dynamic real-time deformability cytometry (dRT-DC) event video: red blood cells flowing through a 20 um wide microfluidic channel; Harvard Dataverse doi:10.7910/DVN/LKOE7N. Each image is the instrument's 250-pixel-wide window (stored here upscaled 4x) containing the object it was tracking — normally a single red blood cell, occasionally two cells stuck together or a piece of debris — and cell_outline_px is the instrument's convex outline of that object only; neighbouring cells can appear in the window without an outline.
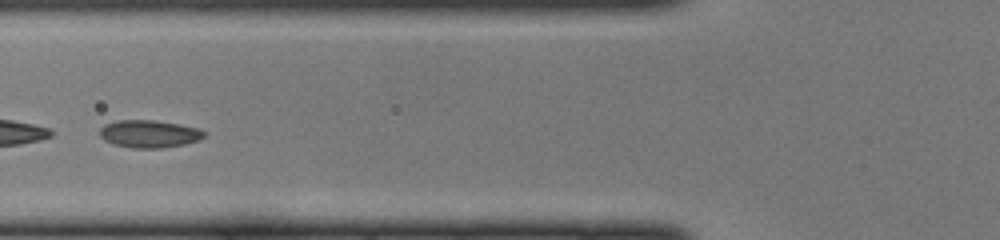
{"species": "common noctule bat (a hibernating species)", "species_latin": "Nyctalus noctula", "temperature_condition": "cold", "stored_images_in_passage": 44, "segment_of_instrument_passage": [2, 2], "camera_frame_rate_fps": 3000, "um_per_image_px": 0.085, "animal": {"sex": "female", "body_mass_g": 22.0, "forearm_length_mm": 56.7}, "frame": {"image": 1, "passage_image": 15, "time_ms": 4.667, "image_size_px": [1000, 240], "cell_outline_px": [[208, 132], [200, 140], [184, 144], [164, 148], [132, 148], [116, 144], [104, 140], [100, 136], [100, 128], [104, 124], [116, 120], [152, 120], [180, 124], [200, 128]], "centroid_in_image_um": [12.72, 11.37], "position_along_channel_um": 113.1, "area_um2": 16.94}}